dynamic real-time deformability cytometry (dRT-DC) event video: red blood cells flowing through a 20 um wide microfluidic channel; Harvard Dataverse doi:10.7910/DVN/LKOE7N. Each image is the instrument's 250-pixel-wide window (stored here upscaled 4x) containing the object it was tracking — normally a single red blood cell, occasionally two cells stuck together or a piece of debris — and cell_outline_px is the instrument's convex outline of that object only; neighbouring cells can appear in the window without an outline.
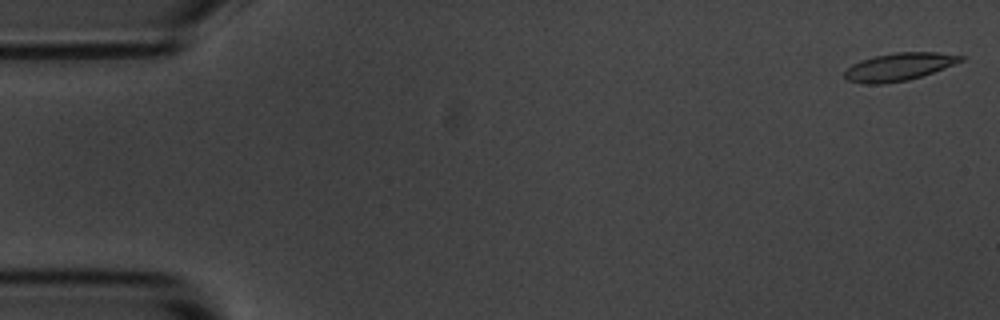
{"species": "common noctule bat (a hibernating species)", "species_latin": "Nyctalus noctula", "temperature_condition": "room temperature", "stored_images_in_passage": 5, "camera_frame_rate_fps": 3000, "um_per_image_px": 0.085, "animal": {"sex": "male", "body_mass_g": 20.1, "forearm_length_mm": 53.5}, "frame": {"image": 1, "passage_image": 1, "time_ms": 0.0, "image_size_px": [1000, 320], "cell_outline_px": [[964, 60], [932, 72], [908, 80], [884, 84], [864, 84], [848, 80], [844, 76], [844, 72], [852, 64], [860, 60], [872, 56], [896, 52], [936, 52], [964, 56]], "centroid_in_image_um": [76.36, 5.67], "position_along_channel_um": 8.6, "area_um2": 18.67}}
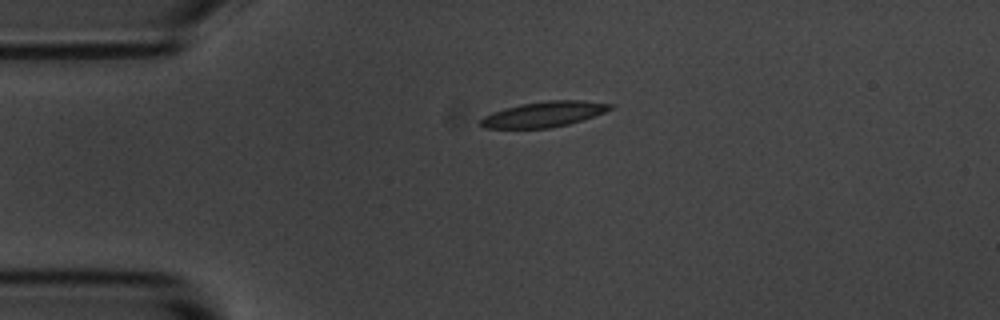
{"frame": {"image": 2, "passage_image": 4, "time_ms": 3.667, "image_size_px": [1000, 320], "cell_outline_px": [[612, 108], [604, 112], [568, 124], [548, 128], [484, 128], [480, 124], [480, 120], [484, 116], [520, 104], [548, 100], [580, 100], [612, 104]], "centroid_in_image_um": [46.23, 9.71], "position_along_channel_um": 38.8, "area_um2": 18.73}}